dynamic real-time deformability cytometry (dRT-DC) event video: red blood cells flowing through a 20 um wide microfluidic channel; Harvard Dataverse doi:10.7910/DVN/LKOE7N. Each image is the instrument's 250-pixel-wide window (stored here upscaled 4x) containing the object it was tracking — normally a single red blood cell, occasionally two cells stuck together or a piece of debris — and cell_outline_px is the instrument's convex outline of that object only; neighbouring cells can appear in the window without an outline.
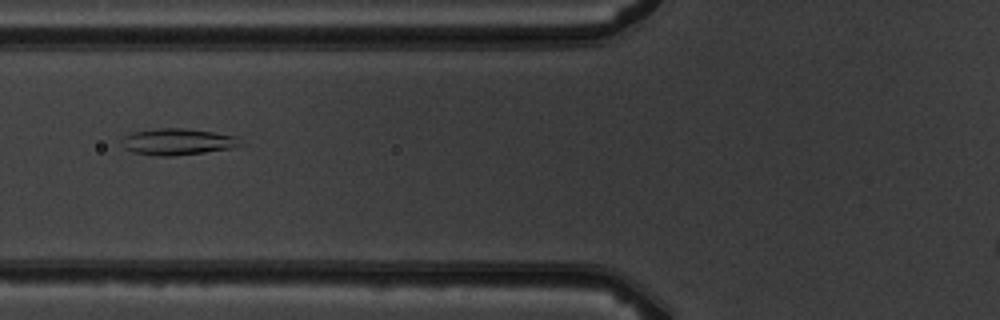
{"species": "common noctule bat (a hibernating species)", "species_latin": "Nyctalus noctula", "temperature_condition": "warm", "stored_images_in_passage": 7, "camera_frame_rate_fps": 3000, "um_per_image_px": 0.085, "animal": {"sex": "male", "body_mass_g": 19.5, "forearm_length_mm": 54.6}, "frame": {"image": 1, "passage_image": 6, "time_ms": 6.0, "image_size_px": [1000, 320], "cell_outline_px": [[244, 144], [232, 148], [204, 152], [172, 156], [156, 156], [132, 152], [124, 148], [120, 140], [124, 136], [132, 132], [156, 128], [184, 128], [240, 136]], "centroid_in_image_um": [15.11, 12.04], "position_along_channel_um": 110.7, "area_um2": 18.55}}